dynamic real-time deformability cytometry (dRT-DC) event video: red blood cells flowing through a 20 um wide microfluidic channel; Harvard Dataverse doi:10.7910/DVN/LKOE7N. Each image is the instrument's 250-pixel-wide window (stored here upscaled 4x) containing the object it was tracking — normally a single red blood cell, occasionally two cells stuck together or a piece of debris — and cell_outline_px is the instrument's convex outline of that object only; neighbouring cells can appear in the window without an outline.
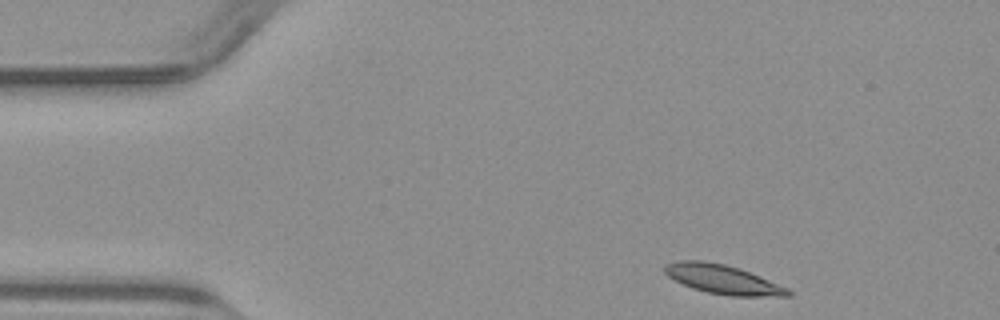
{"species": "common noctule bat (a hibernating species)", "species_latin": "Nyctalus noctula", "temperature_condition": "warm", "stored_images_in_passage": 44, "camera_frame_rate_fps": 3000, "um_per_image_px": 0.085, "animal": {"sex": "male", "body_mass_g": 23.1, "forearm_length_mm": 52.7}, "frame": {"image": 1, "passage_image": 1, "time_ms": 0.0, "image_size_px": [1000, 320], "cell_outline_px": [[792, 296], [732, 296], [708, 292], [692, 288], [668, 276], [664, 272], [664, 264], [676, 260], [704, 260], [724, 264], [740, 268], [788, 288], [792, 292]], "centroid_in_image_um": [61.43, 23.73], "position_along_channel_um": 23.6, "area_um2": 20.92}}
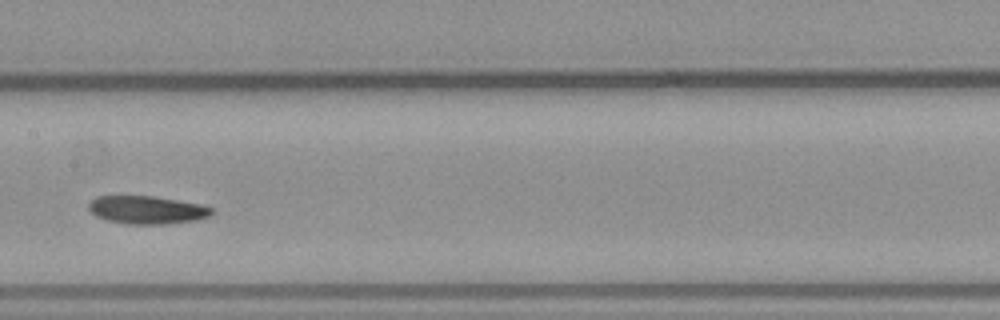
{"frame": {"image": 2, "passage_image": 19, "time_ms": 6.0, "image_size_px": [1000, 320], "cell_outline_px": [[212, 212], [208, 216], [196, 220], [164, 224], [128, 224], [108, 220], [96, 216], [88, 208], [88, 204], [96, 196], [152, 196], [200, 204], [212, 208]], "centroid_in_image_um": [12.46, 17.84], "position_along_channel_um": 194.9, "area_um2": 19.83}}
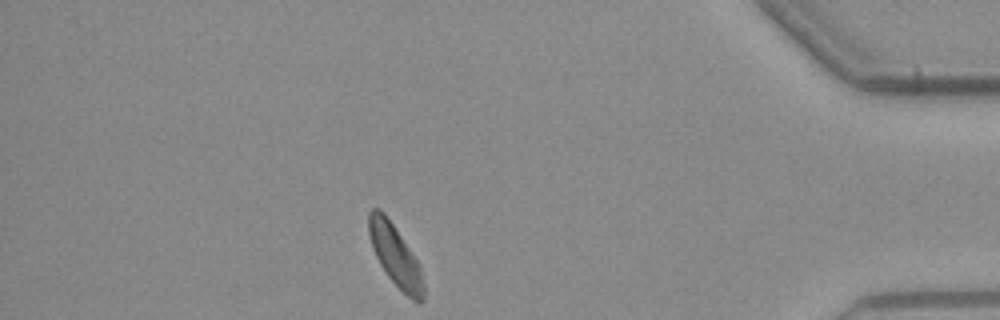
{"frame": {"image": 3, "passage_image": 38, "time_ms": 12.333, "image_size_px": [1000, 320], "cell_outline_px": [[424, 300], [412, 300], [388, 276], [380, 264], [372, 248], [368, 232], [368, 212], [372, 208], [380, 208], [384, 212], [416, 260], [420, 268], [424, 288]], "centroid_in_image_um": [33.55, 21.68], "position_along_channel_um": 401.6, "area_um2": 18.9}}